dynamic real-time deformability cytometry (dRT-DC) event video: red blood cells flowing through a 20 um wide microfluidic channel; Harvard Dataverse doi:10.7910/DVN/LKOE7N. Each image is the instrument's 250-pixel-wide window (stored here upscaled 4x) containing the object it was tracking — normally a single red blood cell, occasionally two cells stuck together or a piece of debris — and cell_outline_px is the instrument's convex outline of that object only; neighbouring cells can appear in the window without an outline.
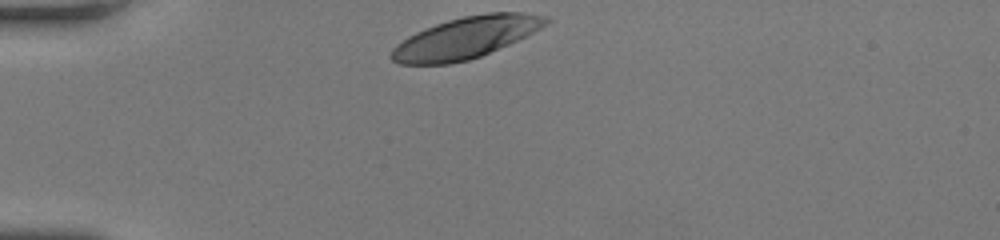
{"species": "human", "species_latin": "Homo sapiens", "temperature_condition": "room temperature", "stored_images_in_passage": 4, "camera_frame_rate_fps": 3000, "um_per_image_px": 0.085, "donor": {"sex": "female"}, "frame": {"image": 1, "passage_image": 1, "time_ms": 0.0, "image_size_px": [1000, 240], "cell_outline_px": [[552, 20], [548, 24], [508, 44], [480, 56], [468, 60], [448, 64], [400, 64], [392, 60], [388, 56], [392, 48], [396, 44], [408, 36], [416, 32], [436, 24], [448, 20], [464, 16], [488, 12], [520, 12], [544, 16]], "centroid_in_image_um": [39.55, 3.2], "position_along_channel_um": 45.5, "area_um2": 37.05}}